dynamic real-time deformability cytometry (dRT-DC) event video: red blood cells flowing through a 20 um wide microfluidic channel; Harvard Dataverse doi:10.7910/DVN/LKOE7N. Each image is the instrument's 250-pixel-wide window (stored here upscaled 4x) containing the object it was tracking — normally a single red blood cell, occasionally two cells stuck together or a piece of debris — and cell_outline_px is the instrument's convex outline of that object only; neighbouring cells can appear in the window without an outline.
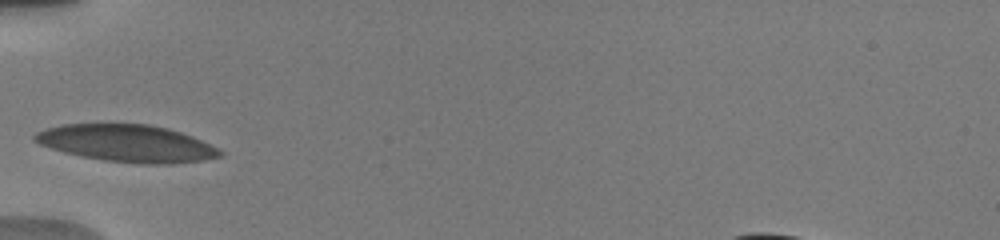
{"species": "human", "species_latin": "Homo sapiens", "temperature_condition": "warm", "stored_images_in_passage": 3, "camera_frame_rate_fps": 3000, "um_per_image_px": 0.085, "donor": {"sex": "male"}, "frame": {"image": 1, "passage_image": 1, "time_ms": 0.0, "image_size_px": [1000, 240], "cell_outline_px": [[224, 156], [200, 160], [172, 164], [140, 164], [104, 160], [64, 152], [40, 144], [32, 140], [32, 136], [36, 132], [60, 124], [148, 124], [168, 128], [192, 136], [224, 152]], "centroid_in_image_um": [10.78, 12.18], "position_along_channel_um": 74.2, "area_um2": 39.88}}